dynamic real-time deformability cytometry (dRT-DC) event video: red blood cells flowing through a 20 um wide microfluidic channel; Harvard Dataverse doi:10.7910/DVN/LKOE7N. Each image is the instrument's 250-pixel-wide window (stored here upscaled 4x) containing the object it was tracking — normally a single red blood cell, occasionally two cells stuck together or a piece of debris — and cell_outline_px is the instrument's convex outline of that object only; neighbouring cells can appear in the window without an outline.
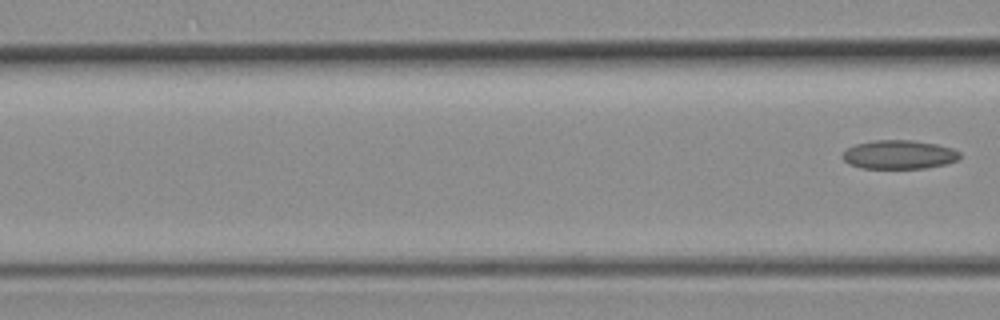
{"species": "common noctule bat (a hibernating species)", "species_latin": "Nyctalus noctula", "temperature_condition": "room temperature", "stored_images_in_passage": 14, "camera_frame_rate_fps": 3000, "um_per_image_px": 0.085, "animal": {"sex": "female", "body_mass_g": 19.3, "forearm_length_mm": 54.1}, "frame": {"image": 1, "passage_image": 14, "time_ms": 4.333, "image_size_px": [1000, 320], "cell_outline_px": [[960, 156], [956, 160], [944, 164], [924, 168], [860, 168], [848, 164], [840, 156], [848, 148], [856, 144], [876, 140], [912, 140], [936, 144], [952, 148], [960, 152]], "centroid_in_image_um": [76.39, 13.14], "position_along_channel_um": 90.2, "area_um2": 19.59}}